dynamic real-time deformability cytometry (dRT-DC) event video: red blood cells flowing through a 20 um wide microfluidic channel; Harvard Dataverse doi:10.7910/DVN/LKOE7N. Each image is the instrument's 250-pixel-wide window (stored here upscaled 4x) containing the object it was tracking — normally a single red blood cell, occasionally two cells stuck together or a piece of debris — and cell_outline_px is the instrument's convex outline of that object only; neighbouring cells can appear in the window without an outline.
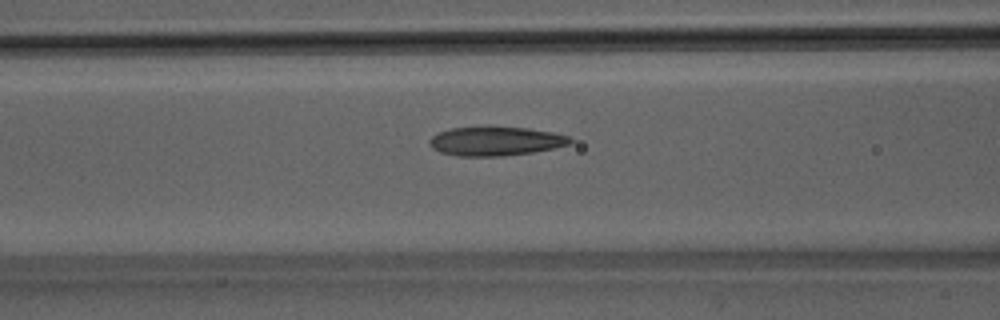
{"species": "Egyptian fruit bat (a non-hibernating species)", "species_latin": "Rousettus aegyptiacus", "temperature_condition": "room temperature", "stored_images_in_passage": 51, "camera_frame_rate_fps": 3000, "um_per_image_px": 0.085, "animal": {"sex": "male"}, "frame": {"image": 1, "passage_image": 21, "time_ms": 6.667, "image_size_px": [1000, 320], "cell_outline_px": [[572, 144], [532, 152], [504, 156], [456, 156], [440, 152], [432, 148], [428, 144], [428, 140], [432, 136], [440, 132], [452, 128], [488, 124], [528, 128], [552, 132], [568, 136], [572, 140]], "centroid_in_image_um": [42.09, 11.96], "position_along_channel_um": 124.5, "area_um2": 24.51}}
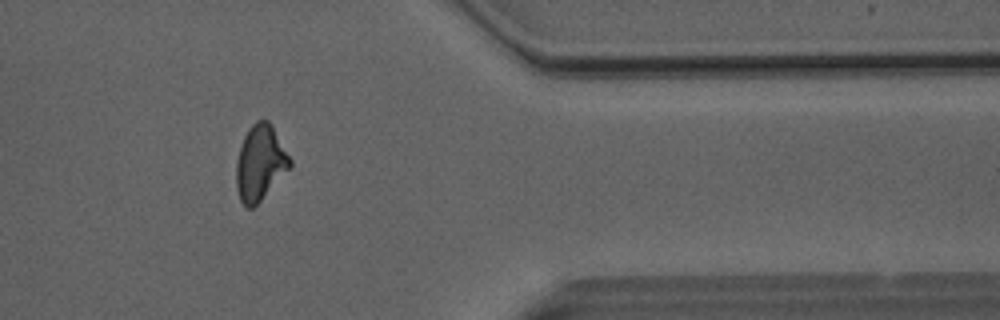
{"frame": {"image": 2, "passage_image": 42, "time_ms": 13.667, "image_size_px": [1000, 320], "cell_outline_px": [[292, 164], [260, 200], [252, 208], [244, 208], [240, 200], [236, 188], [236, 160], [244, 136], [248, 128], [256, 120], [268, 120], [272, 124], [292, 160]], "centroid_in_image_um": [22.09, 13.82], "position_along_channel_um": 389.3, "area_um2": 23.41}}
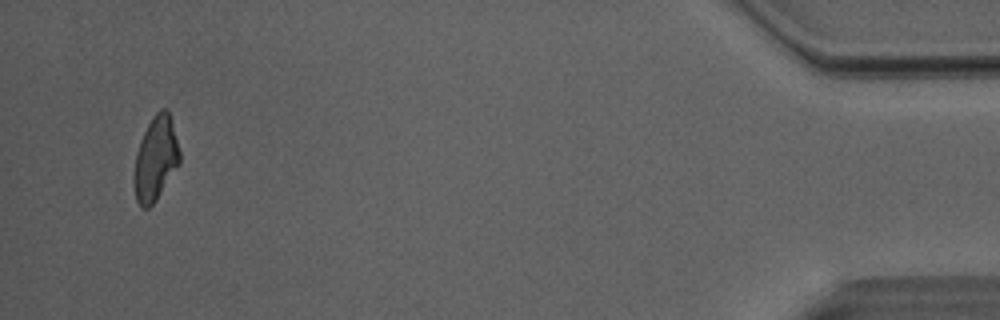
{"frame": {"image": 3, "passage_image": 49, "time_ms": 16.0, "image_size_px": [1000, 320], "cell_outline_px": [[180, 164], [156, 200], [148, 208], [140, 208], [136, 200], [132, 180], [136, 152], [140, 140], [152, 116], [160, 108], [164, 108], [168, 112], [172, 124], [180, 152]], "centroid_in_image_um": [13.2, 13.53], "position_along_channel_um": 422.0, "area_um2": 22.48}, "authors_computed_cell_mechanics": {"area_um2": 23.7558, "velocity_mm_per_s": 4.0551, "shape_relaxation_time_tau1_ms": 6.7743, "shape_relaxation_time_tau2_ms": 2.8295, "deformation_change_tau1": 0.1813, "deformation_change_tau2": 0.103}}